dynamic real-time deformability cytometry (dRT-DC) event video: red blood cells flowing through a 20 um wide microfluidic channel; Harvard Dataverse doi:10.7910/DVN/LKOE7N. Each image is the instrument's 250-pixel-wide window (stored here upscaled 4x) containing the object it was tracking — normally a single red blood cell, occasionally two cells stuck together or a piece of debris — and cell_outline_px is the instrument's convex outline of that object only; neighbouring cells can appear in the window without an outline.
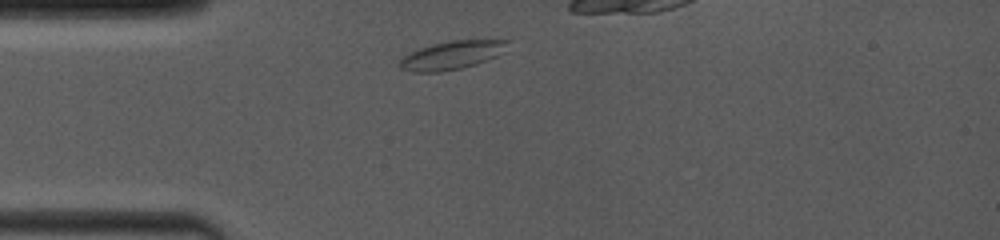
{"species": "common noctule bat (a hibernating species)", "species_latin": "Nyctalus noctula", "temperature_condition": "room temperature", "stored_images_in_passage": 5, "camera_frame_rate_fps": 4000, "um_per_image_px": 0.085, "animal": {"sex": "female", "body_mass_g": 19.0, "forearm_length_mm": 53.3}, "frame": {"image": 1, "passage_image": 1, "time_ms": 0.0, "image_size_px": [1000, 240], "cell_outline_px": [[512, 40], [496, 56], [476, 64], [460, 68], [440, 72], [412, 72], [400, 68], [396, 64], [404, 56], [420, 48], [432, 44], [452, 40]], "centroid_in_image_um": [38.35, 4.69], "position_along_channel_um": 46.6, "area_um2": 17.63}}